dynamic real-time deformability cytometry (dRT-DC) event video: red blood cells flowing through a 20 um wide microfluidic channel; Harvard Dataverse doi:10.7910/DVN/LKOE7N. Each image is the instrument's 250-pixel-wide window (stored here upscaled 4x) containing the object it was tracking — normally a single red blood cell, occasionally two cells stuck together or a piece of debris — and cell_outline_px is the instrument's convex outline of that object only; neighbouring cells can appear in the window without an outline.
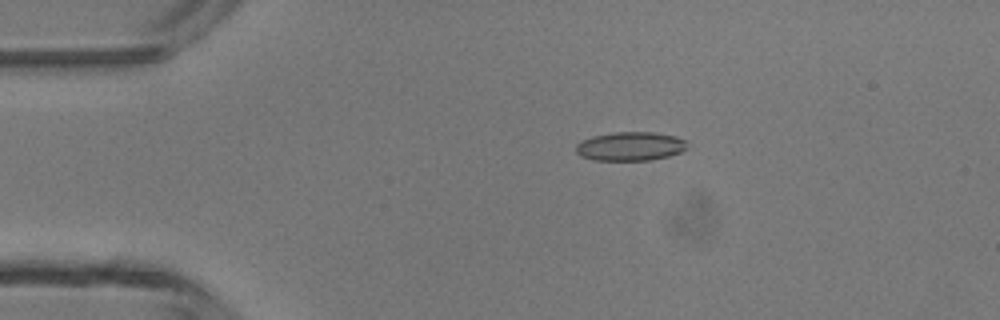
{"species": "common noctule bat (a hibernating species)", "species_latin": "Nyctalus noctula", "temperature_condition": "room temperature", "stored_images_in_passage": 48, "camera_frame_rate_fps": 3000, "um_per_image_px": 0.085, "animal": {"sex": "male", "body_mass_g": 13.3}, "frame": {"image": 1, "passage_image": 10, "time_ms": 3.0, "image_size_px": [1000, 320], "cell_outline_px": [[688, 148], [680, 152], [668, 156], [652, 160], [592, 160], [580, 156], [576, 152], [576, 144], [580, 140], [592, 136], [616, 132], [652, 132], [676, 136], [688, 140]], "centroid_in_image_um": [53.59, 12.43], "position_along_channel_um": 31.4, "area_um2": 18.96}}
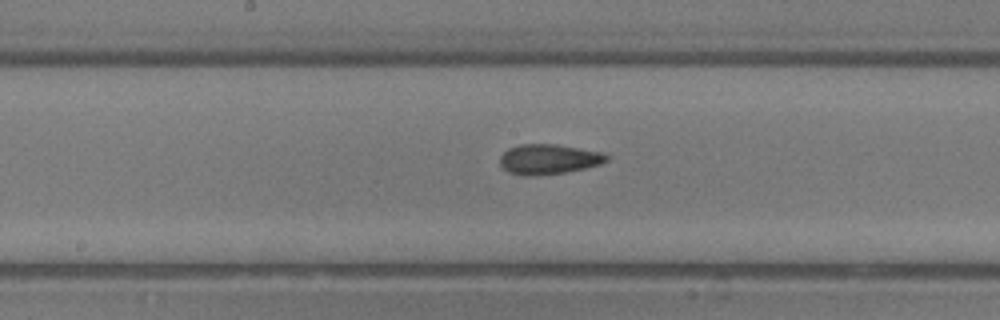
{"frame": {"image": 2, "passage_image": 25, "time_ms": 8.0, "image_size_px": [1000, 320], "cell_outline_px": [[608, 160], [600, 164], [584, 168], [564, 172], [532, 176], [528, 176], [508, 172], [500, 164], [500, 156], [508, 148], [520, 144], [556, 144], [604, 152], [608, 156]], "centroid_in_image_um": [46.63, 13.52], "position_along_channel_um": 201.6, "area_um2": 18.61}}
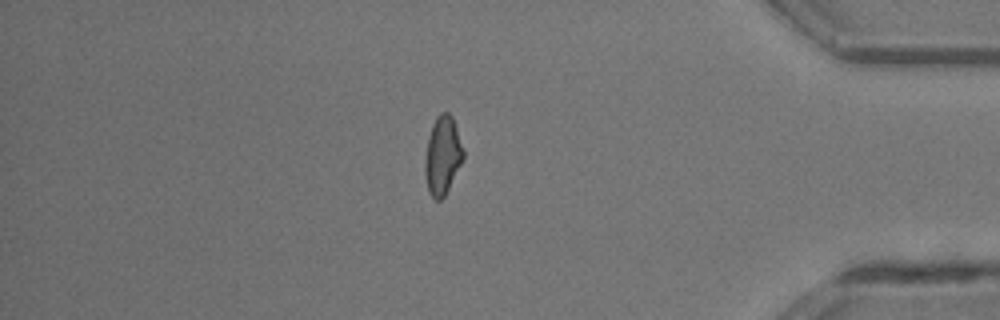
{"frame": {"image": 3, "passage_image": 41, "time_ms": 13.333, "image_size_px": [1000, 320], "cell_outline_px": [[464, 156], [444, 196], [440, 200], [436, 200], [428, 192], [424, 176], [424, 164], [428, 136], [432, 124], [436, 116], [440, 112], [448, 112], [452, 116], [464, 152]], "centroid_in_image_um": [37.58, 13.2], "position_along_channel_um": 397.6, "area_um2": 17.34}, "authors_computed_cell_mechanics": {"area_um2": 17.8602, "velocity_mm_per_s": 4.3545, "shape_relaxation_time_tau1_ms": 6.7655, "shape_relaxation_time_tau2_ms": 3.2124, "deformation_change_tau1": 0.1788, "deformation_change_tau2": 0.1152}}